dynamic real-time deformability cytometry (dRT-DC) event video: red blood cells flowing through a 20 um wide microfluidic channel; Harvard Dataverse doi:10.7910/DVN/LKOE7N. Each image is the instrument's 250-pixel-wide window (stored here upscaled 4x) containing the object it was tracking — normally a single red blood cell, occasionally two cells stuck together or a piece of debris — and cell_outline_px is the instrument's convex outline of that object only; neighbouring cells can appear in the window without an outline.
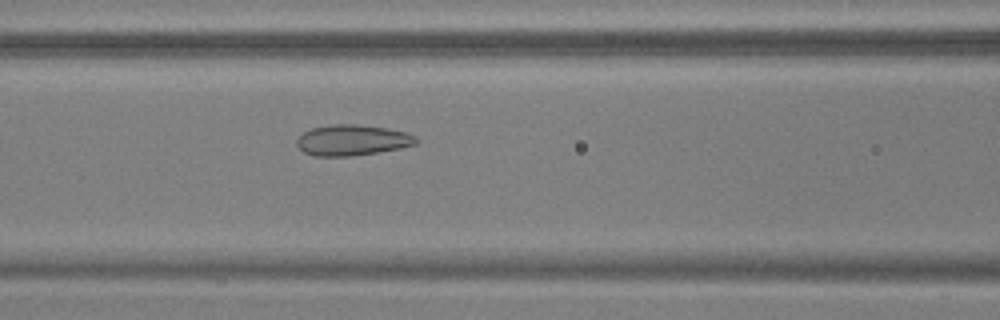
{"species": "common noctule bat (a hibernating species)", "species_latin": "Nyctalus noctula", "temperature_condition": "warm", "stored_images_in_passage": 55, "camera_frame_rate_fps": 3000, "um_per_image_px": 0.085, "animal": {"sex": "male", "body_mass_g": 17.9, "forearm_length_mm": 54.2}, "frame": {"image": 1, "passage_image": 24, "time_ms": 7.667, "image_size_px": [1000, 320], "cell_outline_px": [[420, 140], [416, 144], [400, 148], [352, 156], [316, 156], [304, 152], [296, 144], [296, 140], [304, 132], [312, 128], [332, 124], [356, 124], [388, 128], [408, 132], [416, 136]], "centroid_in_image_um": [29.98, 11.9], "position_along_channel_um": 136.6, "area_um2": 21.44}}
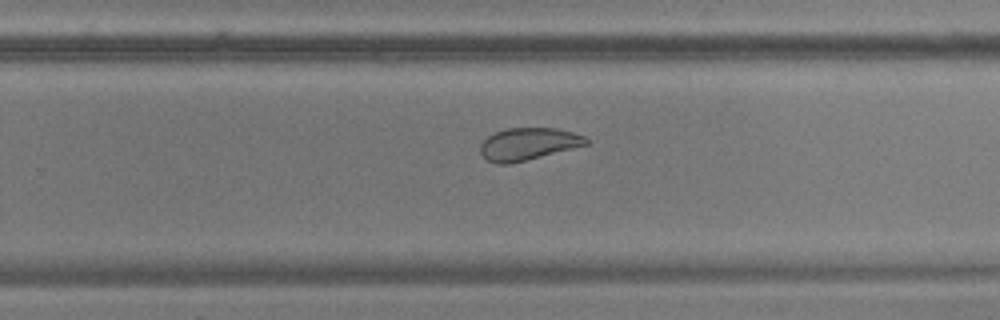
{"frame": {"image": 2, "passage_image": 36, "time_ms": 11.667, "image_size_px": [1000, 320], "cell_outline_px": [[592, 140], [588, 144], [508, 164], [496, 164], [488, 160], [480, 152], [480, 144], [488, 136], [496, 132], [508, 128], [556, 128], [572, 132], [584, 136]], "centroid_in_image_um": [44.9, 12.22], "position_along_channel_um": 284.9, "area_um2": 19.59}}
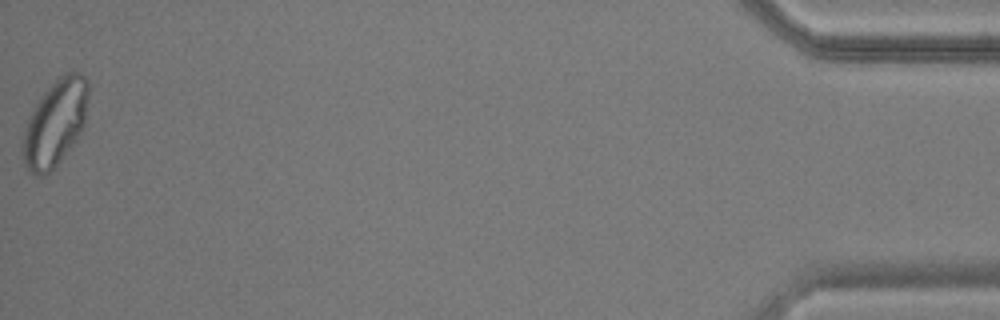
{"frame": {"image": 3, "passage_image": 55, "time_ms": 18.0, "image_size_px": [1000, 320], "cell_outline_px": [[88, 96], [84, 128], [76, 140], [60, 160], [44, 176], [36, 176], [24, 164], [20, 152], [20, 148], [24, 132], [28, 120], [40, 96], [64, 72], [80, 72], [88, 80]], "centroid_in_image_um": [4.69, 10.45], "position_along_channel_um": 430.5, "area_um2": 32.89}, "authors_computed_cell_mechanics": {"area_um2": 25.5476, "velocity_mm_per_s": 3.7173, "shape_relaxation_time_tau1_ms": null, "shape_relaxation_time_tau2_ms": 0.9971, "deformation_change_tau1": null, "deformation_change_tau2": 0.0414}}